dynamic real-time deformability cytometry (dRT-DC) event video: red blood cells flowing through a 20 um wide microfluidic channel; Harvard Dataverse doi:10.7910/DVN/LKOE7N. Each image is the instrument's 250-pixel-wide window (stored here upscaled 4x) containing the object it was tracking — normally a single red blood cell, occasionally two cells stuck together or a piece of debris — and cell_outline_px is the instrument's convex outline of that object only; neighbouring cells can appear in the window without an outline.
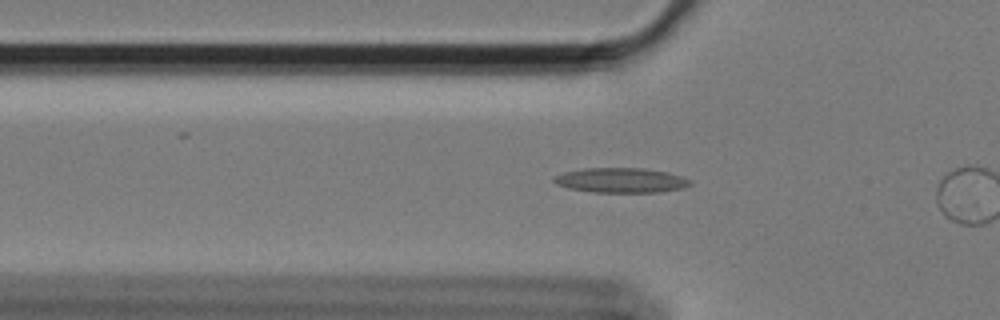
{"species": "Egyptian fruit bat (a non-hibernating species)", "species_latin": "Rousettus aegyptiacus", "temperature_condition": "cold", "stored_images_in_passage": 29, "camera_frame_rate_fps": 3000, "um_per_image_px": 0.085, "animal": {"sex": "female"}, "frame": {"image": 1, "passage_image": 3, "time_ms": 0.667, "image_size_px": [1000, 320], "cell_outline_px": [[692, 184], [684, 188], [660, 192], [592, 192], [568, 188], [556, 184], [552, 180], [552, 176], [564, 172], [584, 168], [644, 168], [668, 172], [680, 176], [688, 180]], "centroid_in_image_um": [52.74, 15.32], "position_along_channel_um": 73.1, "area_um2": 19.77}}
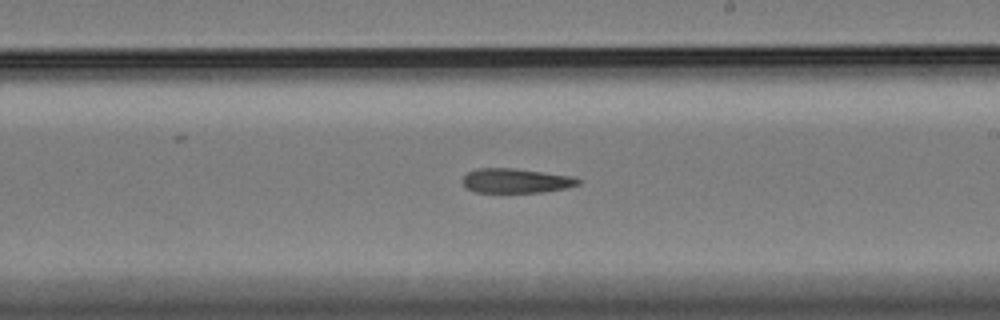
{"frame": {"image": 2, "passage_image": 18, "time_ms": 5.667, "image_size_px": [1000, 320], "cell_outline_px": [[580, 184], [564, 188], [544, 192], [476, 192], [468, 188], [464, 184], [464, 176], [468, 172], [480, 168], [512, 168], [572, 176], [580, 180]], "centroid_in_image_um": [43.87, 15.36], "position_along_channel_um": 245.1, "area_um2": 16.18}}
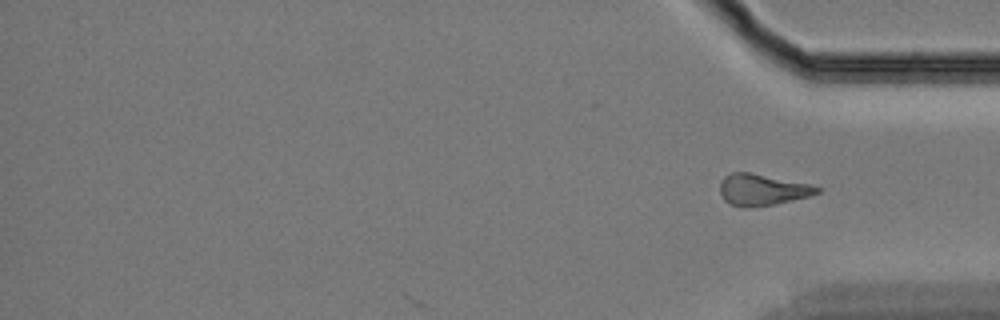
{"frame": {"image": 3, "passage_image": 29, "time_ms": 9.333, "image_size_px": [1000, 320], "cell_outline_px": [[824, 188], [820, 192], [808, 196], [772, 204], [744, 208], [728, 204], [724, 200], [720, 192], [720, 180], [724, 176], [732, 172], [748, 172], [808, 184]], "centroid_in_image_um": [64.74, 16.13], "position_along_channel_um": 370.5, "area_um2": 17.57}}